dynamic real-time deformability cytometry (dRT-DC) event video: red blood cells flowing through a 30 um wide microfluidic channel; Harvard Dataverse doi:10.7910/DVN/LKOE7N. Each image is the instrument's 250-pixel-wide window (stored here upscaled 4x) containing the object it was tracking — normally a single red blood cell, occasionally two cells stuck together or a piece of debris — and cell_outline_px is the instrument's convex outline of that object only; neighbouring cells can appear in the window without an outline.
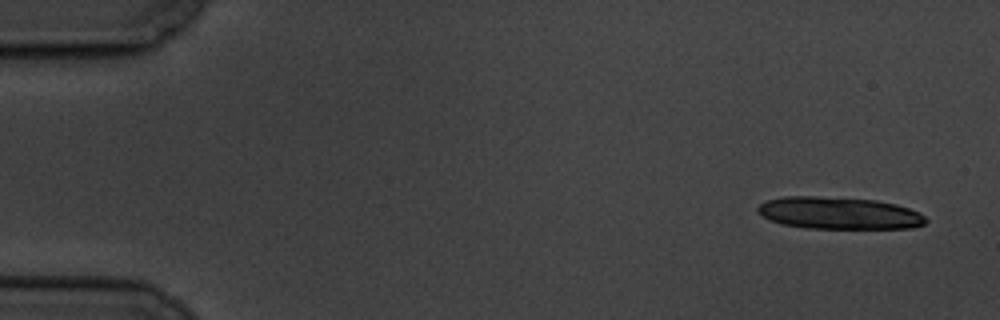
{"species": "common noctule bat (a hibernating species)", "species_latin": "Nyctalus noctula", "temperature_condition": "cold", "stored_images_in_passage": 5, "camera_frame_rate_fps": 3000, "um_per_image_px": 0.085, "animal": {"sex": "male", "body_mass_g": 19.5, "forearm_length_mm": 54.6}, "frame": {"image": 1, "passage_image": 1, "time_ms": 0.0, "image_size_px": [1000, 320], "cell_outline_px": [[928, 220], [924, 224], [912, 228], [804, 228], [780, 224], [768, 220], [756, 208], [760, 204], [768, 200], [784, 196], [816, 196], [876, 200], [896, 204], [920, 212]], "centroid_in_image_um": [71.31, 18.11], "position_along_channel_um": 13.7, "area_um2": 31.5}}